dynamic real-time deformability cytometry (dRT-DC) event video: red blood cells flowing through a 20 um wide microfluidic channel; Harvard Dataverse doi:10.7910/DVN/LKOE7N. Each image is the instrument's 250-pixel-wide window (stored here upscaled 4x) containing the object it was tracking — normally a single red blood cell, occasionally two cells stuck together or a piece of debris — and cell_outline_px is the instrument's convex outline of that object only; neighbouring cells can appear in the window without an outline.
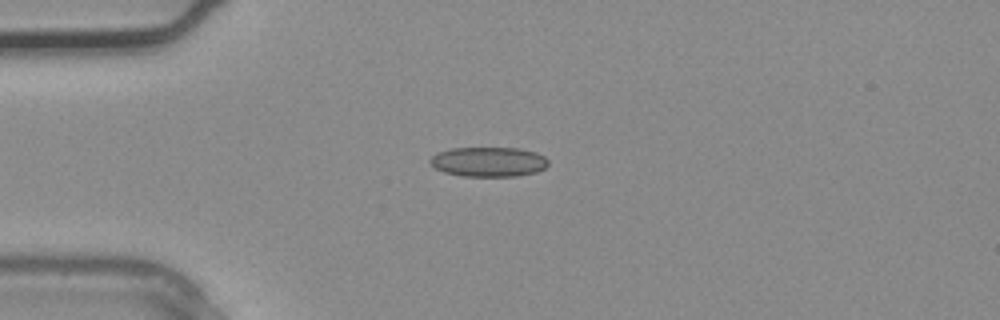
{"species": "common noctule bat (a hibernating species)", "species_latin": "Nyctalus noctula", "temperature_condition": "warm", "stored_images_in_passage": 3, "camera_frame_rate_fps": 3000, "um_per_image_px": 0.085, "animal": {"sex": "male", "body_mass_g": 20.4}, "frame": {"image": 1, "passage_image": 3, "time_ms": 0.667, "image_size_px": [1000, 320], "cell_outline_px": [[548, 164], [544, 168], [536, 172], [520, 176], [464, 176], [444, 172], [436, 168], [428, 160], [436, 152], [452, 148], [520, 148], [536, 152], [544, 156], [548, 160]], "centroid_in_image_um": [41.54, 13.75], "position_along_channel_um": 43.5, "area_um2": 20.52}}